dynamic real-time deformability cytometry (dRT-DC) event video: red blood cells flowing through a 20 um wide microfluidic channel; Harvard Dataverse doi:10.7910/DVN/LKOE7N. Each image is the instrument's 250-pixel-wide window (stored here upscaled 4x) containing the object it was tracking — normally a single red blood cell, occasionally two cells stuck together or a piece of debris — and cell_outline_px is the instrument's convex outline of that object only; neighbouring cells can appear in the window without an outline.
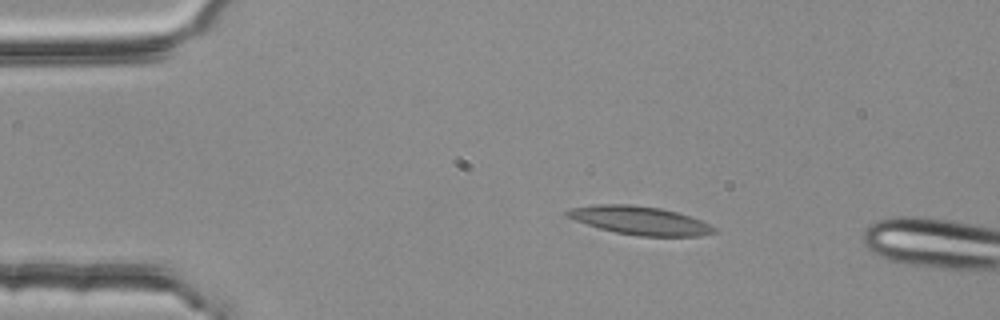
{"species": "common noctule bat (a hibernating species)", "species_latin": "Nyctalus noctula", "temperature_condition": "room temperature", "stored_images_in_passage": 4, "camera_frame_rate_fps": 3000, "um_per_image_px": 0.085, "animal": {"sex": "female", "body_mass_g": 25.1}, "frame": {"image": 1, "passage_image": 3, "time_ms": 0.667, "image_size_px": [1000, 320], "cell_outline_px": [[716, 232], [700, 236], [640, 236], [616, 232], [600, 228], [564, 216], [564, 212], [568, 208], [596, 204], [628, 204], [660, 208], [676, 212], [700, 220], [716, 228]], "centroid_in_image_um": [54.35, 18.73], "position_along_channel_um": 30.7, "area_um2": 24.1}}